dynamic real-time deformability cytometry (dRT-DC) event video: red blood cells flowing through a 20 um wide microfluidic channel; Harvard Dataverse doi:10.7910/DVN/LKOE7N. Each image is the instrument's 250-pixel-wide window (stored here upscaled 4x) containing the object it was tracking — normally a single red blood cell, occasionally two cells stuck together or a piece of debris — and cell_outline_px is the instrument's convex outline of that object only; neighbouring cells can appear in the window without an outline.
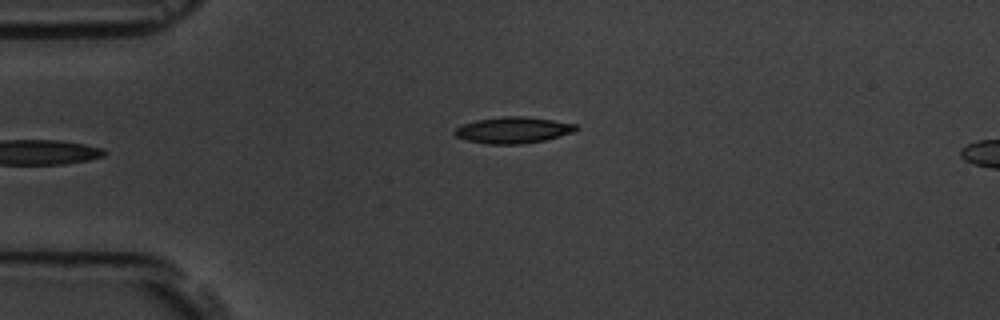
{"species": "common noctule bat (a hibernating species)", "species_latin": "Nyctalus noctula", "temperature_condition": "room temperature", "stored_images_in_passage": 7, "camera_frame_rate_fps": 3000, "um_per_image_px": 0.085, "animal": {"sex": "male", "body_mass_g": 19.5, "forearm_length_mm": 54.6}, "frame": {"image": 1, "passage_image": 7, "time_ms": 7.667, "image_size_px": [1000, 320], "cell_outline_px": [[580, 128], [576, 132], [544, 140], [524, 144], [488, 144], [468, 140], [456, 136], [452, 132], [460, 124], [476, 120], [500, 116], [524, 116], [552, 120], [576, 124]], "centroid_in_image_um": [43.62, 11.05], "position_along_channel_um": 41.4, "area_um2": 18.79}}